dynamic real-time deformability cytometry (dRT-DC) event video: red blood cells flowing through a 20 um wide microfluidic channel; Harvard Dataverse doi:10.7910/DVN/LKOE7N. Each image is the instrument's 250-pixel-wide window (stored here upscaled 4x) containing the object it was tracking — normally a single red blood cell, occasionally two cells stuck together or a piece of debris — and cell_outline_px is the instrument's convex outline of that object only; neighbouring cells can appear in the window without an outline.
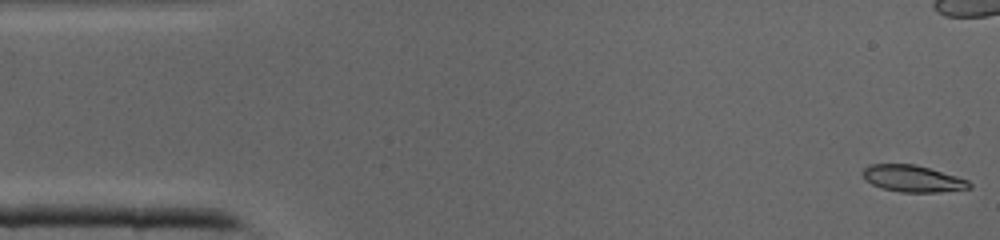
{"species": "common noctule bat (a hibernating species)", "species_latin": "Nyctalus noctula", "temperature_condition": "cold", "stored_images_in_passage": 42, "camera_frame_rate_fps": 3000, "um_per_image_px": 0.085, "animal": {"sex": "male", "body_mass_g": 19.0, "forearm_length_mm": 50.8}, "frame": {"image": 1, "passage_image": 1, "time_ms": 0.0, "image_size_px": [1000, 240], "cell_outline_px": [[972, 188], [936, 192], [900, 192], [880, 188], [864, 180], [860, 172], [868, 164], [916, 164], [956, 176], [968, 180], [972, 184]], "centroid_in_image_um": [77.53, 15.18], "position_along_channel_um": 7.5, "area_um2": 16.76}}
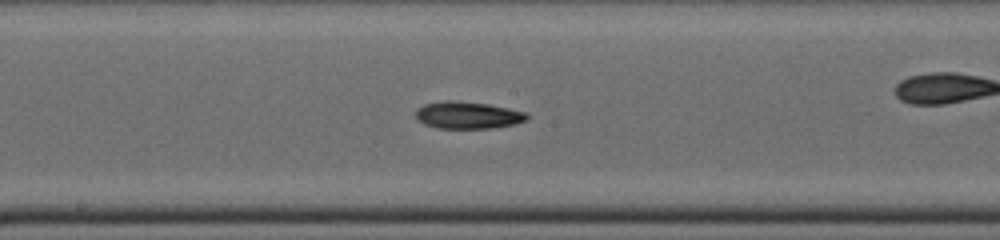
{"frame": {"image": 2, "passage_image": 21, "time_ms": 6.667, "image_size_px": [1000, 240], "cell_outline_px": [[528, 120], [516, 124], [492, 128], [436, 128], [424, 124], [416, 116], [416, 108], [424, 104], [444, 100], [456, 100], [488, 104], [508, 108], [524, 112], [528, 116]], "centroid_in_image_um": [39.75, 9.78], "position_along_channel_um": 208.4, "area_um2": 17.63}}
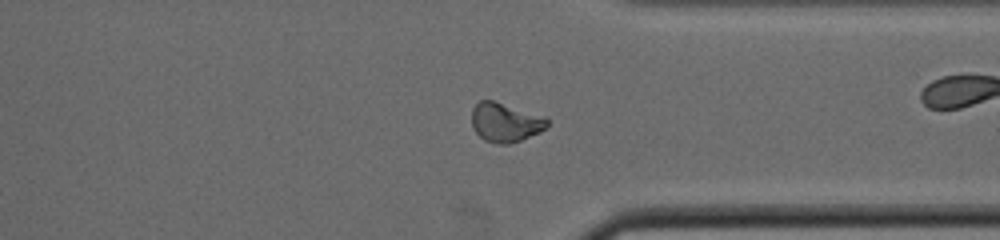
{"frame": {"image": 3, "passage_image": 31, "time_ms": 10.0, "image_size_px": [1000, 240], "cell_outline_px": [[548, 124], [540, 132], [520, 140], [508, 144], [500, 144], [484, 140], [472, 128], [472, 108], [480, 100], [492, 100], [544, 116], [548, 120]], "centroid_in_image_um": [42.93, 10.4], "position_along_channel_um": 368.5, "area_um2": 17.05}}